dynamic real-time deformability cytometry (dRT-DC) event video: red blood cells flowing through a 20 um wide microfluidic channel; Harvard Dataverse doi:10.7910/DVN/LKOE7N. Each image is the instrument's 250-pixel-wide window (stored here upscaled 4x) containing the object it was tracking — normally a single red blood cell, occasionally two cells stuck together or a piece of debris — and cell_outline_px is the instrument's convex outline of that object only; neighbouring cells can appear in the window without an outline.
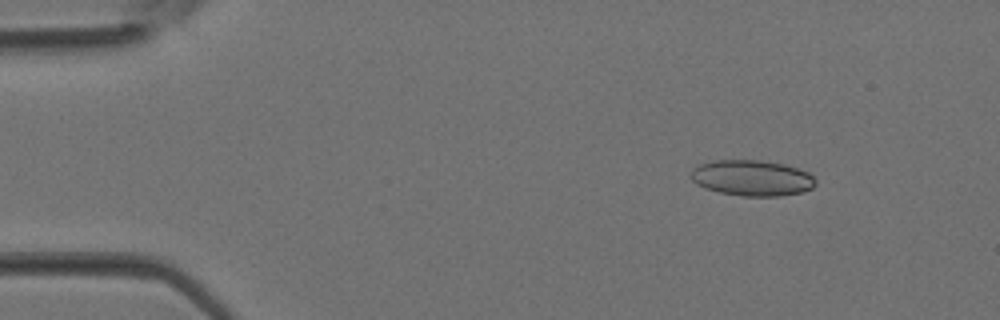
{"species": "Egyptian fruit bat (a non-hibernating species)", "species_latin": "Rousettus aegyptiacus", "temperature_condition": "room temperature", "stored_images_in_passage": 3, "camera_frame_rate_fps": 3000, "um_per_image_px": 0.085, "animal": {"sex": "female"}, "frame": {"image": 1, "passage_image": 1, "time_ms": 0.0, "image_size_px": [1000, 320], "cell_outline_px": [[816, 184], [812, 188], [804, 192], [780, 196], [744, 196], [720, 192], [704, 188], [696, 184], [688, 176], [692, 168], [700, 164], [716, 160], [756, 160], [784, 164], [808, 172], [816, 180]], "centroid_in_image_um": [63.9, 15.13], "position_along_channel_um": 21.1, "area_um2": 26.13}}
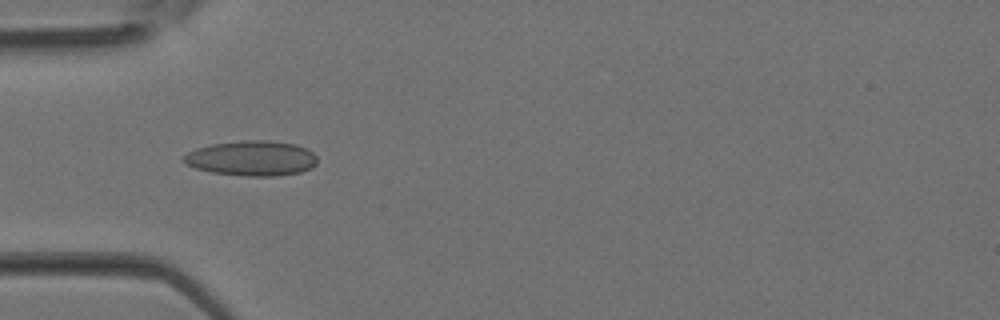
{"frame": {"image": 2, "passage_image": 3, "time_ms": 0.667, "image_size_px": [1000, 320], "cell_outline_px": [[316, 164], [312, 168], [300, 172], [276, 176], [244, 176], [212, 172], [196, 168], [180, 160], [188, 152], [196, 148], [212, 144], [244, 140], [268, 140], [296, 144], [308, 148], [316, 156]], "centroid_in_image_um": [21.42, 13.45], "position_along_channel_um": 63.6, "area_um2": 27.4}}